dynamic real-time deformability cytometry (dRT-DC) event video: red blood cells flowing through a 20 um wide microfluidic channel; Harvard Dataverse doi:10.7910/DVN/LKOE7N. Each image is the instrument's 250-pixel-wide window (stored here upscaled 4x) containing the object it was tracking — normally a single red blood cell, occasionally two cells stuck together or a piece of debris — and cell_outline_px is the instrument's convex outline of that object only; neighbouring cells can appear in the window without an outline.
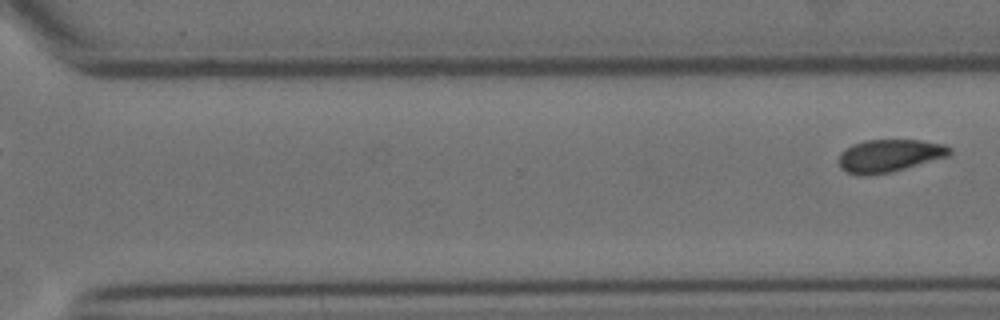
{"species": "Egyptian fruit bat (a non-hibernating species)", "species_latin": "Rousettus aegyptiacus", "temperature_condition": "cold", "stored_images_in_passage": 11, "segment_of_instrument_passage": [2, 2], "camera_frame_rate_fps": 3000, "um_per_image_px": 0.085, "animal": {"sex": "female"}, "frame": {"image": 1, "passage_image": 11, "time_ms": 12.333, "image_size_px": [1000, 320], "cell_outline_px": [[952, 152], [948, 156], [892, 172], [868, 176], [860, 176], [844, 172], [840, 168], [840, 152], [852, 144], [864, 140], [920, 140], [944, 144], [952, 148]], "centroid_in_image_um": [75.58, 13.24], "position_along_channel_um": 295.0, "area_um2": 21.33}}